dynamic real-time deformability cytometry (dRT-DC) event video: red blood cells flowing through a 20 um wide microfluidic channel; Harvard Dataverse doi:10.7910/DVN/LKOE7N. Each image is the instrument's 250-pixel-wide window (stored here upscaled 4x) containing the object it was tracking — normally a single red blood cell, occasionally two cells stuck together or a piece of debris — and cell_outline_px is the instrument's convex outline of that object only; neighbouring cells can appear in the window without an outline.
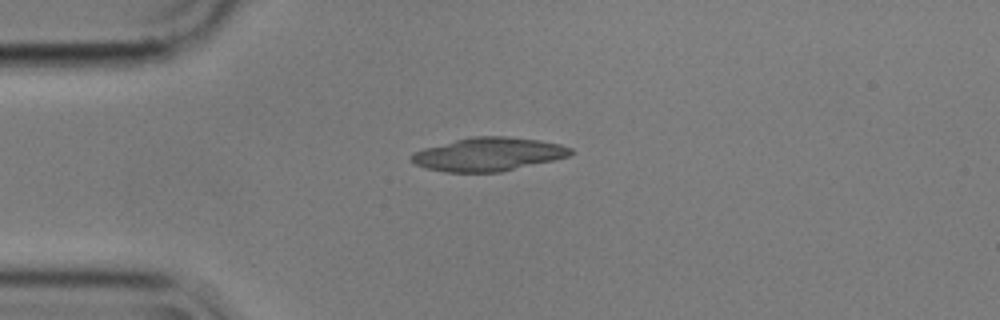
{"species": "common noctule bat (a hibernating species)", "species_latin": "Nyctalus noctula", "temperature_condition": "cold", "stored_images_in_passage": 7, "camera_frame_rate_fps": 3000, "um_per_image_px": 0.085, "animal": {"sex": "male", "body_mass_g": 17.9}, "frame": {"image": 1, "passage_image": 1, "time_ms": 0.0, "image_size_px": [1000, 320], "cell_outline_px": [[572, 152], [568, 156], [552, 160], [500, 172], [444, 172], [428, 168], [416, 164], [408, 156], [412, 152], [424, 148], [472, 136], [508, 136], [540, 140], [560, 144], [572, 148]], "centroid_in_image_um": [41.49, 13.1], "position_along_channel_um": 43.5, "area_um2": 30.81}}
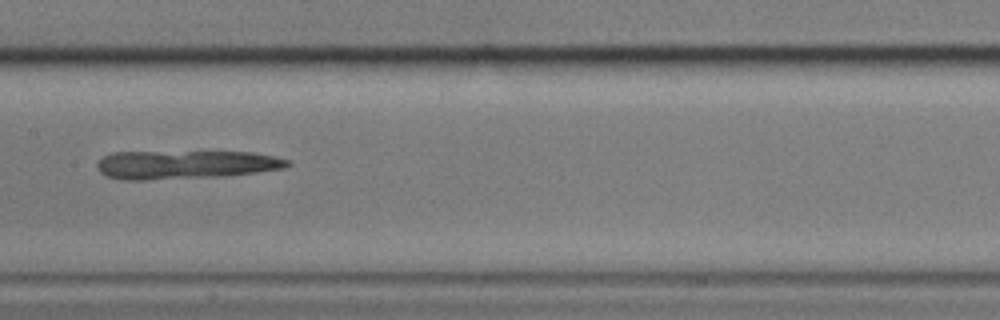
{"frame": {"image": 2, "passage_image": 5, "time_ms": 1.333, "image_size_px": [1000, 320], "cell_outline_px": [[292, 164], [284, 168], [256, 172], [220, 176], [148, 180], [120, 180], [108, 176], [100, 172], [96, 168], [96, 164], [104, 156], [112, 152], [252, 152], [276, 156], [292, 160]], "centroid_in_image_um": [15.78, 13.99], "position_along_channel_um": 191.6, "area_um2": 31.79}}
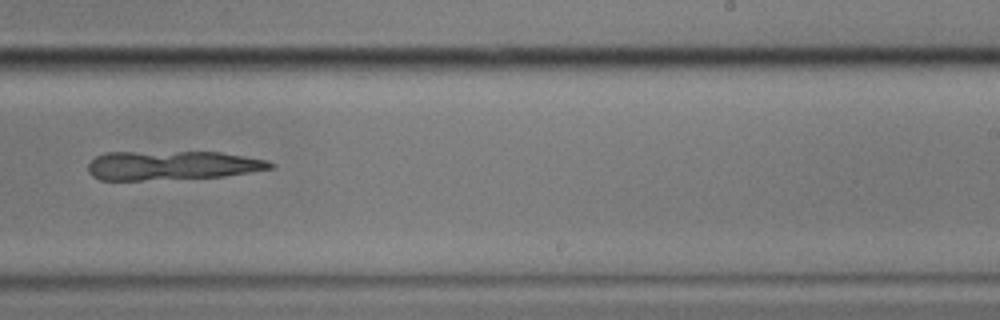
{"frame": {"image": 3, "passage_image": 7, "time_ms": 2.0, "image_size_px": [1000, 320], "cell_outline_px": [[276, 164], [272, 168], [224, 176], [140, 180], [100, 180], [92, 176], [88, 172], [88, 164], [96, 156], [104, 152], [220, 152], [268, 160]], "centroid_in_image_um": [14.59, 14.05], "position_along_channel_um": 274.4, "area_um2": 30.81}}